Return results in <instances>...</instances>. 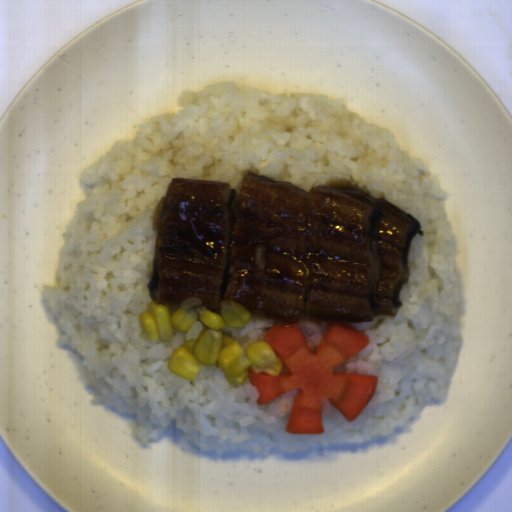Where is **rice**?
<instances>
[{
	"label": "rice",
	"instance_id": "obj_1",
	"mask_svg": "<svg viewBox=\"0 0 512 512\" xmlns=\"http://www.w3.org/2000/svg\"><path fill=\"white\" fill-rule=\"evenodd\" d=\"M247 171L305 190L332 184L384 196L424 230L410 247L402 308L395 317L354 323L369 346L333 370L376 376V392L351 423L325 399L322 434L285 431L296 389L259 406L249 376L237 388L215 365L201 363L192 381L169 371L175 348L197 338L201 322L154 344L138 318L152 301L151 216L170 181L239 188ZM79 180L86 198L62 232L56 285H45L43 307L60 331L57 345L76 354L86 387L97 392L91 407L134 416L136 442L149 446L174 422L186 440L218 457L307 452L390 436L443 400L462 342L448 196L424 160L401 149L388 127L350 112L342 97L276 94L234 80L180 92L170 113L135 127L133 139L112 143Z\"/></svg>",
	"mask_w": 512,
	"mask_h": 512
},
{
	"label": "rice",
	"instance_id": "obj_3",
	"mask_svg": "<svg viewBox=\"0 0 512 512\" xmlns=\"http://www.w3.org/2000/svg\"><path fill=\"white\" fill-rule=\"evenodd\" d=\"M308 343L312 354L314 355L318 349L324 334L331 321H319V320H298Z\"/></svg>",
	"mask_w": 512,
	"mask_h": 512
},
{
	"label": "rice",
	"instance_id": "obj_2",
	"mask_svg": "<svg viewBox=\"0 0 512 512\" xmlns=\"http://www.w3.org/2000/svg\"><path fill=\"white\" fill-rule=\"evenodd\" d=\"M282 322L277 319L258 316L250 312V321L245 327H224L219 329L225 337L237 341L245 350L250 343L268 342L265 340L264 334L277 324Z\"/></svg>",
	"mask_w": 512,
	"mask_h": 512
},
{
	"label": "rice",
	"instance_id": "obj_4",
	"mask_svg": "<svg viewBox=\"0 0 512 512\" xmlns=\"http://www.w3.org/2000/svg\"><path fill=\"white\" fill-rule=\"evenodd\" d=\"M203 302L201 299L194 296H188L182 302L178 303L181 308H187L195 305H201Z\"/></svg>",
	"mask_w": 512,
	"mask_h": 512
}]
</instances>
